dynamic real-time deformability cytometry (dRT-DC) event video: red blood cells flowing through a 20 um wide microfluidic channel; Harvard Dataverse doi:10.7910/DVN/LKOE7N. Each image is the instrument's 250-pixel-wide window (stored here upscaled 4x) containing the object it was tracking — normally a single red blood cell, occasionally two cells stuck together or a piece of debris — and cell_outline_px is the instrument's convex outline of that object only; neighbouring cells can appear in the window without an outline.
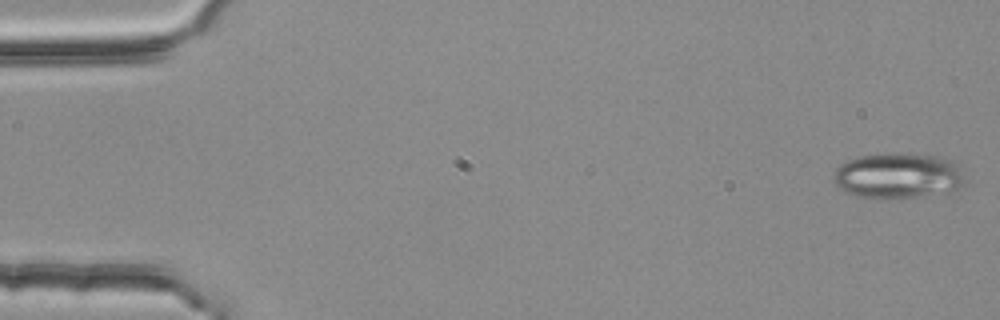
{"species": "common noctule bat (a hibernating species)", "species_latin": "Nyctalus noctula", "temperature_condition": "room temperature", "stored_images_in_passage": 54, "camera_frame_rate_fps": 3000, "um_per_image_px": 0.085, "animal": {"sex": "female", "body_mass_g": 25.1}, "frame": {"image": 1, "passage_image": 1, "time_ms": 0.0, "image_size_px": [1000, 320], "cell_outline_px": [[964, 184], [960, 188], [952, 192], [896, 200], [876, 200], [856, 196], [844, 192], [836, 184], [832, 176], [836, 168], [840, 164], [848, 160], [860, 156], [896, 152], [908, 152], [936, 156], [948, 160], [956, 168], [964, 180]], "centroid_in_image_um": [76.27, 14.98], "position_along_channel_um": 8.7, "area_um2": 35.6}}
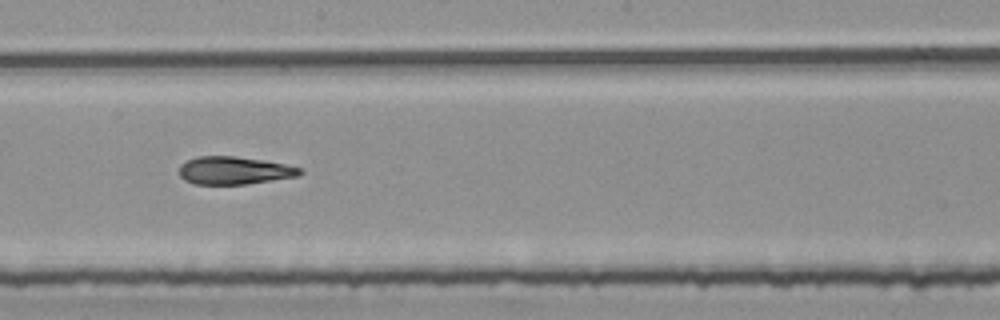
{"frame": {"image": 2, "passage_image": 30, "time_ms": 9.667, "image_size_px": [1000, 320], "cell_outline_px": [[304, 172], [300, 176], [244, 184], [196, 184], [184, 180], [180, 176], [180, 164], [188, 160], [200, 156], [236, 156], [264, 160], [284, 164], [300, 168]], "centroid_in_image_um": [19.92, 14.49], "position_along_channel_um": 228.3, "area_um2": 19.48}}
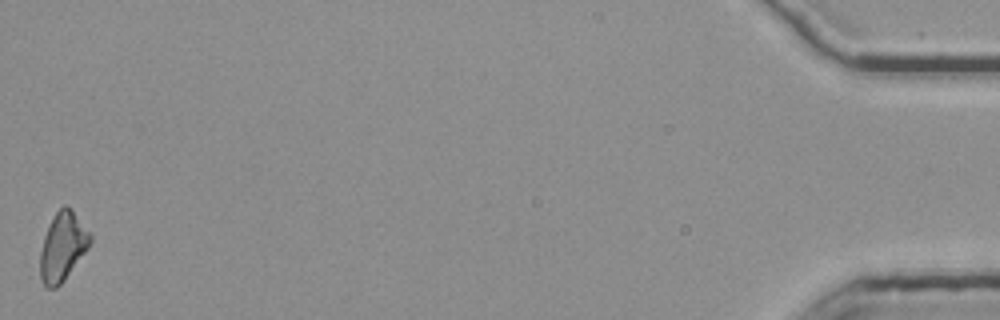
{"frame": {"image": 3, "passage_image": 54, "time_ms": 17.667, "image_size_px": [1000, 320], "cell_outline_px": [[92, 240], [88, 248], [60, 284], [56, 288], [44, 288], [40, 276], [40, 252], [44, 236], [56, 212], [64, 204], [72, 208], [92, 236]], "centroid_in_image_um": [5.32, 20.96], "position_along_channel_um": 429.9, "area_um2": 19.77}, "authors_computed_cell_mechanics": {"area_um2": 20.2878, "velocity_mm_per_s": 3.7739, "shape_relaxation_time_tau1_ms": 5.3823, "shape_relaxation_time_tau2_ms": 9.3292, "deformation_change_tau1": 0.1897, "deformation_change_tau2": 0.2314}}